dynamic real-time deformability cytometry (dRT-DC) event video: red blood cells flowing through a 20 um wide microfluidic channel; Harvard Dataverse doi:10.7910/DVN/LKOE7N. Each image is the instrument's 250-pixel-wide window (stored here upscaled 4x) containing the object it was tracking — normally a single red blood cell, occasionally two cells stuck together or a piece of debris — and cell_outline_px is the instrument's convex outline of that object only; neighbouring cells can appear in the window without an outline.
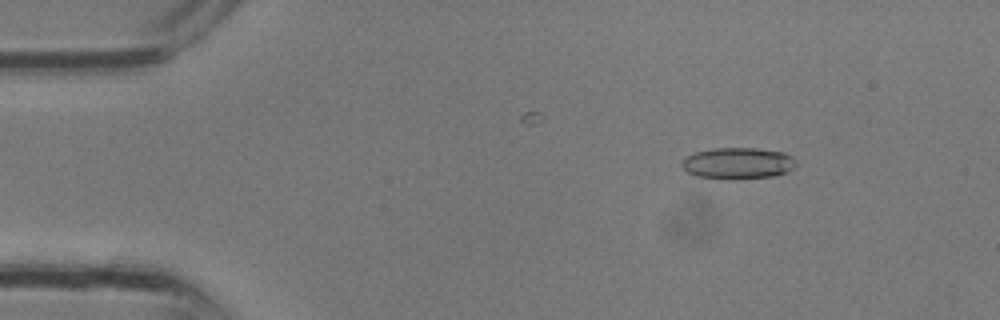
{"species": "common noctule bat (a hibernating species)", "species_latin": "Nyctalus noctula", "temperature_condition": "room temperature", "stored_images_in_passage": 3, "camera_frame_rate_fps": 3000, "um_per_image_px": 0.085, "animal": {"sex": "male", "body_mass_g": 13.3}, "frame": {"image": 1, "passage_image": 1, "time_ms": 0.0, "image_size_px": [1000, 320], "cell_outline_px": [[796, 164], [788, 172], [776, 176], [696, 176], [688, 172], [680, 164], [684, 156], [696, 152], [716, 148], [756, 148], [784, 152], [792, 156], [796, 160]], "centroid_in_image_um": [62.75, 13.82], "position_along_channel_um": 22.3, "area_um2": 20.06}}
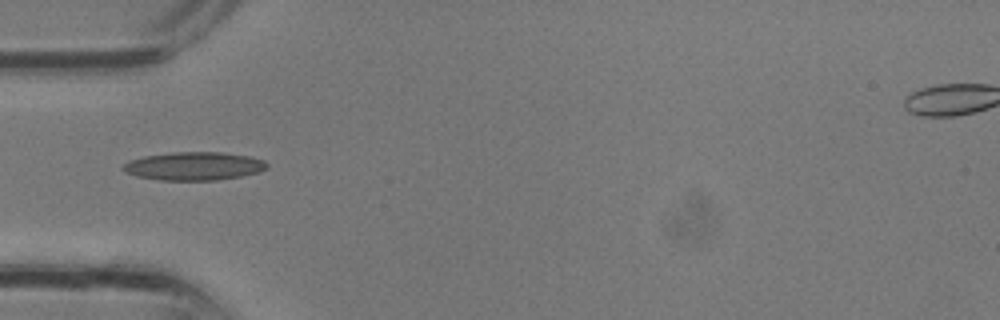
{"frame": {"image": 2, "passage_image": 3, "time_ms": 0.667, "image_size_px": [1000, 320], "cell_outline_px": [[268, 168], [260, 172], [240, 176], [216, 180], [160, 180], [136, 176], [124, 172], [120, 168], [128, 160], [144, 156], [172, 152], [220, 152], [248, 156], [264, 160], [268, 164]], "centroid_in_image_um": [16.46, 14.12], "position_along_channel_um": 68.5, "area_um2": 23.81}}